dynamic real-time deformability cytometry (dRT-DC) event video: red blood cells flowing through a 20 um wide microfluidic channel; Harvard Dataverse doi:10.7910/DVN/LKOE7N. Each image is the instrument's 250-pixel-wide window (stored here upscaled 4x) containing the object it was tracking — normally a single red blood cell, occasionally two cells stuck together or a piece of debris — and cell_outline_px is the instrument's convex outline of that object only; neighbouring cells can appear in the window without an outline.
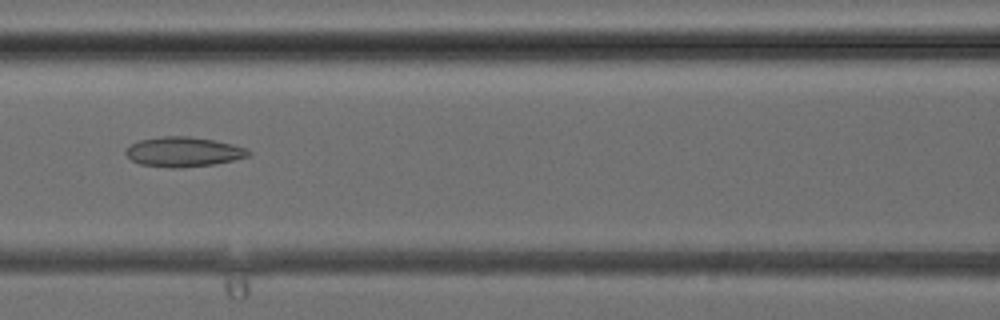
{"species": "common noctule bat (a hibernating species)", "species_latin": "Nyctalus noctula", "temperature_condition": "cold", "stored_images_in_passage": 30, "camera_frame_rate_fps": 3000, "um_per_image_px": 0.085, "animal": {"sex": "female", "body_mass_g": 24.6, "forearm_length_mm": 56.2}, "frame": {"image": 1, "passage_image": 9, "time_ms": 2.667, "image_size_px": [1000, 320], "cell_outline_px": [[252, 152], [248, 156], [232, 160], [212, 164], [180, 168], [172, 168], [140, 164], [132, 160], [124, 152], [124, 148], [140, 140], [160, 136], [188, 136], [216, 140], [248, 148]], "centroid_in_image_um": [15.59, 12.9], "position_along_channel_um": 151.0, "area_um2": 21.33}}
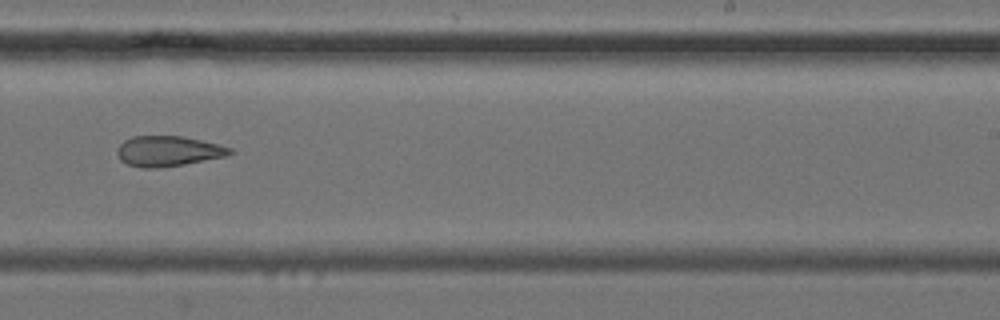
{"frame": {"image": 2, "passage_image": 16, "time_ms": 5.0, "image_size_px": [1000, 320], "cell_outline_px": [[236, 152], [224, 156], [184, 164], [156, 168], [144, 168], [128, 164], [120, 160], [116, 152], [116, 148], [124, 140], [132, 136], [180, 136], [220, 144], [232, 148]], "centroid_in_image_um": [14.27, 12.84], "position_along_channel_um": 274.7, "area_um2": 19.88}}
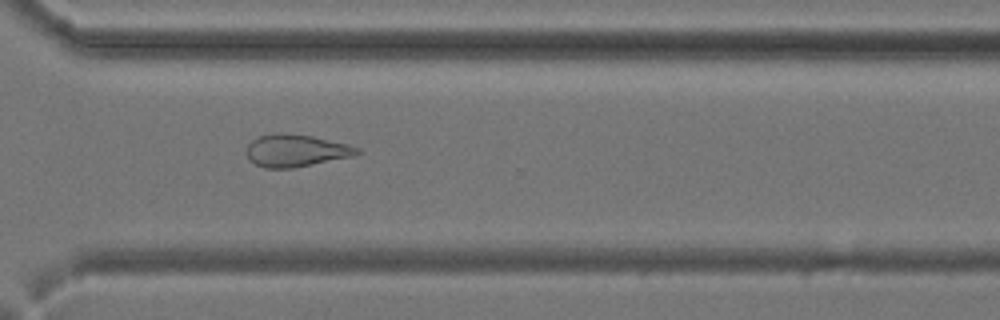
{"frame": {"image": 3, "passage_image": 20, "time_ms": 6.333, "image_size_px": [1000, 320], "cell_outline_px": [[364, 152], [356, 156], [292, 168], [264, 168], [248, 160], [244, 152], [248, 144], [256, 136], [272, 132], [280, 132], [312, 136], [348, 144], [360, 148]], "centroid_in_image_um": [25.14, 12.79], "position_along_channel_um": 345.5, "area_um2": 21.39}}